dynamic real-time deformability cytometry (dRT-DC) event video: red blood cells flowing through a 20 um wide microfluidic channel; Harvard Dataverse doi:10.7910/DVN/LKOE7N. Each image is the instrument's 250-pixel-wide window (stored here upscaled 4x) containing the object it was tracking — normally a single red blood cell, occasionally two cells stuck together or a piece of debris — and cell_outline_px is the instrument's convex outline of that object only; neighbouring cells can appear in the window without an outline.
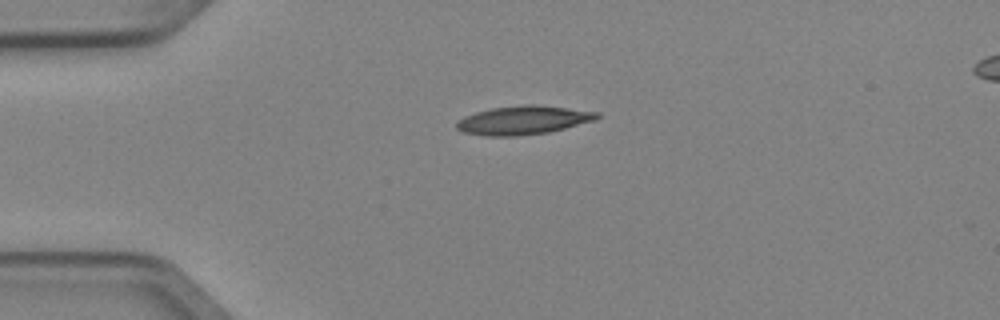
{"species": "Egyptian fruit bat (a non-hibernating species)", "species_latin": "Rousettus aegyptiacus", "temperature_condition": "cold", "stored_images_in_passage": 3, "segment_of_instrument_passage": [1, 2], "camera_frame_rate_fps": 3000, "um_per_image_px": 0.085, "animal": {"sex": "female"}, "frame": {"image": 1, "passage_image": 1, "time_ms": 0.0, "image_size_px": [1000, 320], "cell_outline_px": [[600, 116], [596, 120], [548, 132], [516, 136], [488, 136], [464, 132], [456, 128], [456, 120], [464, 116], [476, 112], [492, 108], [528, 104], [532, 104], [568, 108], [600, 112]], "centroid_in_image_um": [44.47, 10.21], "position_along_channel_um": 40.5, "area_um2": 23.35}}